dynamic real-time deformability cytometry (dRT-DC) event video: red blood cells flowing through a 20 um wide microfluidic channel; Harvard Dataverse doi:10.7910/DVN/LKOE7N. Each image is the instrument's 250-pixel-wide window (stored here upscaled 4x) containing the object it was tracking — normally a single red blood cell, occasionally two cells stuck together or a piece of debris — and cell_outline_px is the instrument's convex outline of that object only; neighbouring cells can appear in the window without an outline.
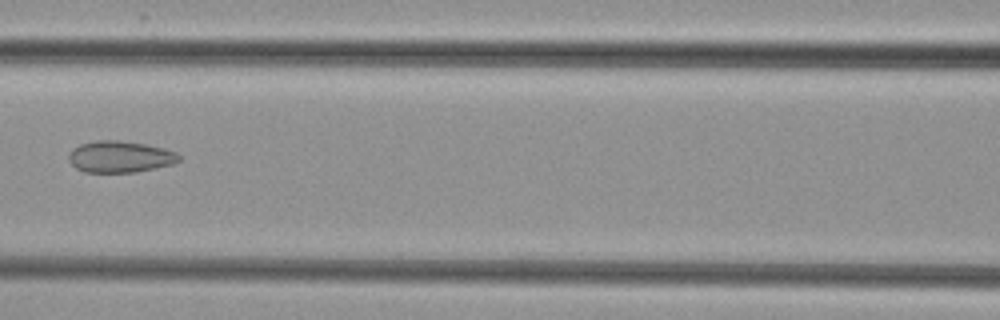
{"species": "common noctule bat (a hibernating species)", "species_latin": "Nyctalus noctula", "temperature_condition": "cold", "stored_images_in_passage": 7, "camera_frame_rate_fps": 3000, "um_per_image_px": 0.085, "animal": {"sex": "female", "body_mass_g": 29.2, "forearm_length_mm": 56.3}, "frame": {"image": 1, "passage_image": 7, "time_ms": 7.0, "image_size_px": [1000, 320], "cell_outline_px": [[180, 160], [172, 164], [136, 172], [84, 172], [76, 168], [68, 160], [68, 152], [72, 148], [80, 144], [96, 140], [116, 140], [144, 144], [164, 148], [176, 152], [180, 156]], "centroid_in_image_um": [10.16, 13.32], "position_along_channel_um": 156.4, "area_um2": 20.29}}